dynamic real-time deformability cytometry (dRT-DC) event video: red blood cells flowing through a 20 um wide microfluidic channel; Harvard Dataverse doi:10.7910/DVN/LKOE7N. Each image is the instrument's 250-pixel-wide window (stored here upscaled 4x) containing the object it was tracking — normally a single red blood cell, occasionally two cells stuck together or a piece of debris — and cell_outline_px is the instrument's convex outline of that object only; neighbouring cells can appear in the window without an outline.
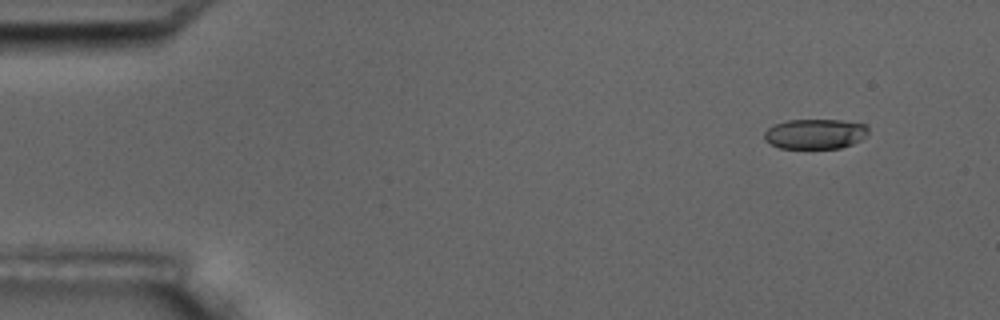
{"species": "common noctule bat (a hibernating species)", "species_latin": "Nyctalus noctula", "temperature_condition": "room temperature", "stored_images_in_passage": 5, "segment_of_instrument_passage": [2, 2], "camera_frame_rate_fps": 3000, "um_per_image_px": 0.085, "animal": {"sex": "male", "body_mass_g": 17.5, "forearm_length_mm": 52.3}, "frame": {"image": 1, "passage_image": 5, "time_ms": 6.667, "image_size_px": [1000, 320], "cell_outline_px": [[868, 132], [860, 140], [852, 144], [840, 148], [780, 148], [764, 140], [764, 132], [768, 128], [776, 124], [788, 120], [840, 120], [864, 124], [868, 128]], "centroid_in_image_um": [69.28, 11.38], "position_along_channel_um": 15.7, "area_um2": 18.03}}